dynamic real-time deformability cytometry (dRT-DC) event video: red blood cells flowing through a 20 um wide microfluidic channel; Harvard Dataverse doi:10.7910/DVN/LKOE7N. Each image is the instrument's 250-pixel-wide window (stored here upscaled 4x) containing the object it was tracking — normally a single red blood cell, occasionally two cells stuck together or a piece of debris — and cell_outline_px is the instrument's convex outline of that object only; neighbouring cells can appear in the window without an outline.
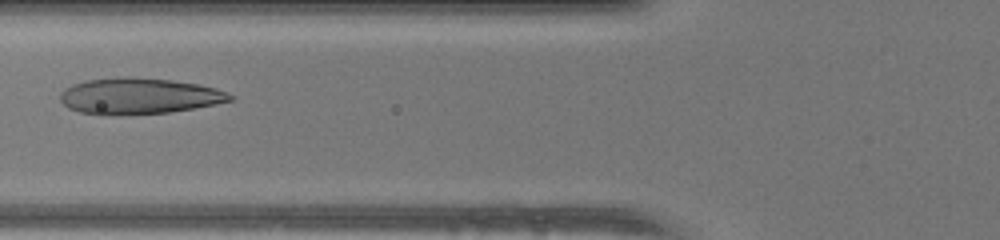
{"species": "human", "species_latin": "Homo sapiens", "temperature_condition": "warm", "stored_images_in_passage": 41, "camera_frame_rate_fps": 3000, "um_per_image_px": 0.085, "donor": {"sex": "female"}, "frame": {"image": 1, "passage_image": 17, "time_ms": 5.333, "image_size_px": [1000, 240], "cell_outline_px": [[236, 96], [232, 100], [192, 108], [168, 112], [116, 116], [104, 116], [80, 112], [68, 108], [60, 100], [60, 92], [64, 88], [72, 84], [88, 80], [172, 80], [200, 84], [216, 88]], "centroid_in_image_um": [11.8, 8.22], "position_along_channel_um": 114.0, "area_um2": 34.74}}
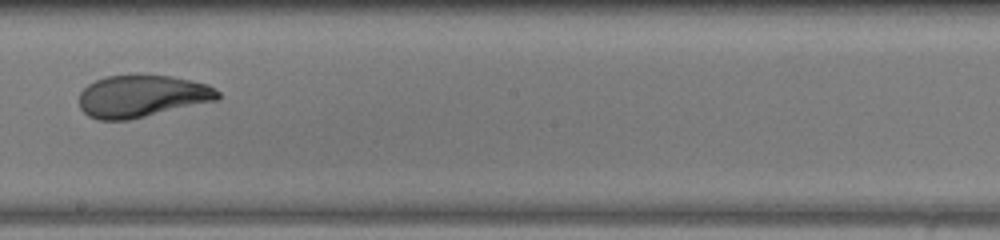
{"frame": {"image": 2, "passage_image": 26, "time_ms": 8.333, "image_size_px": [1000, 240], "cell_outline_px": [[220, 100], [128, 120], [100, 120], [88, 116], [80, 108], [80, 92], [88, 84], [104, 76], [172, 76], [192, 80], [208, 84], [220, 92]], "centroid_in_image_um": [12.1, 8.18], "position_along_channel_um": 236.1, "area_um2": 34.04}}
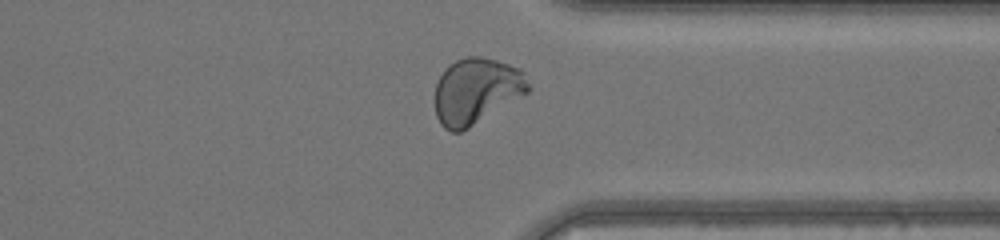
{"frame": {"image": 3, "passage_image": 36, "time_ms": 11.667, "image_size_px": [1000, 240], "cell_outline_px": [[532, 88], [528, 92], [468, 128], [460, 132], [452, 132], [444, 128], [440, 124], [436, 116], [436, 84], [440, 76], [448, 64], [464, 56], [480, 56], [496, 60], [520, 68], [524, 72], [532, 84]], "centroid_in_image_um": [40.51, 7.71], "position_along_channel_um": 370.9, "area_um2": 35.95}, "authors_computed_cell_mechanics": {"area_um2": 34.969, "velocity_mm_per_s": 4.0906, "shape_relaxation_time_tau1_ms": 6.9752, "shape_relaxation_time_tau2_ms": null, "deformation_change_tau1": 0.2795, "deformation_change_tau2": null}}